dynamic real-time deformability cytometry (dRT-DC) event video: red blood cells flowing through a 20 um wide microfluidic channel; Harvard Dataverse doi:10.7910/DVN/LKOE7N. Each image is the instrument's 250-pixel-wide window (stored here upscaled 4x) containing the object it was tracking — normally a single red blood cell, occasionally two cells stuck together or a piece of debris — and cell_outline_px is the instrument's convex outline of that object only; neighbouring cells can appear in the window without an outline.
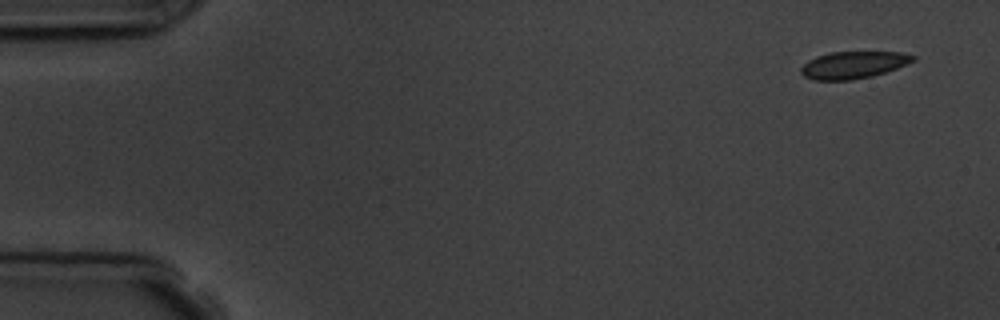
{"species": "common noctule bat (a hibernating species)", "species_latin": "Nyctalus noctula", "temperature_condition": "room temperature", "stored_images_in_passage": 5, "camera_frame_rate_fps": 3000, "um_per_image_px": 0.085, "animal": {"sex": "male", "body_mass_g": 19.5, "forearm_length_mm": 54.6}, "frame": {"image": 1, "passage_image": 1, "time_ms": 0.0, "image_size_px": [1000, 320], "cell_outline_px": [[916, 60], [908, 64], [872, 76], [852, 80], [812, 80], [804, 76], [800, 72], [800, 68], [808, 60], [816, 56], [832, 52], [900, 52], [916, 56]], "centroid_in_image_um": [72.52, 5.52], "position_along_channel_um": 12.5, "area_um2": 17.74}}
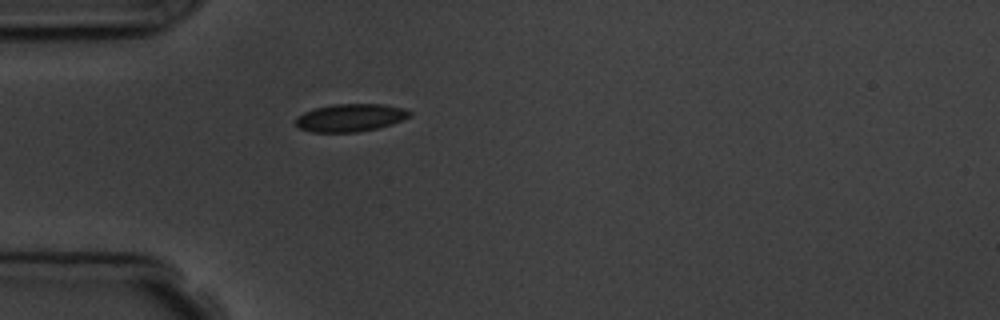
{"frame": {"image": 2, "passage_image": 5, "time_ms": 4.333, "image_size_px": [1000, 320], "cell_outline_px": [[412, 116], [392, 124], [376, 128], [356, 132], [312, 132], [300, 128], [296, 124], [296, 116], [304, 112], [316, 108], [332, 104], [384, 104], [404, 108], [412, 112]], "centroid_in_image_um": [29.8, 10.0], "position_along_channel_um": 55.2, "area_um2": 18.44}}